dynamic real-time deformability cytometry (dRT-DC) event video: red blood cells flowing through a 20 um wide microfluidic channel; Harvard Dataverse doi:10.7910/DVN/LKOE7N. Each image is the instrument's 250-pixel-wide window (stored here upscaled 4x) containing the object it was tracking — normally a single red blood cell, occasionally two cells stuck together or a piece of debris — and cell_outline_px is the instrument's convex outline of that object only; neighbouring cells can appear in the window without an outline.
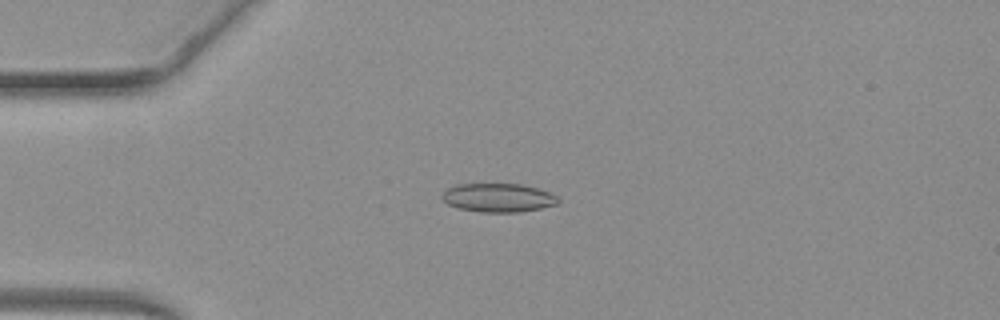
{"species": "common noctule bat (a hibernating species)", "species_latin": "Nyctalus noctula", "temperature_condition": "warm", "stored_images_in_passage": 35, "camera_frame_rate_fps": 3000, "um_per_image_px": 0.085, "animal": {"sex": "female", "body_mass_g": 19.3, "forearm_length_mm": 54.1}, "frame": {"image": 1, "passage_image": 2, "time_ms": 0.333, "image_size_px": [1000, 320], "cell_outline_px": [[560, 204], [520, 212], [480, 212], [460, 208], [448, 204], [440, 196], [448, 188], [456, 184], [524, 184], [548, 192], [556, 196], [560, 200]], "centroid_in_image_um": [42.37, 16.8], "position_along_channel_um": 42.6, "area_um2": 19.36}}
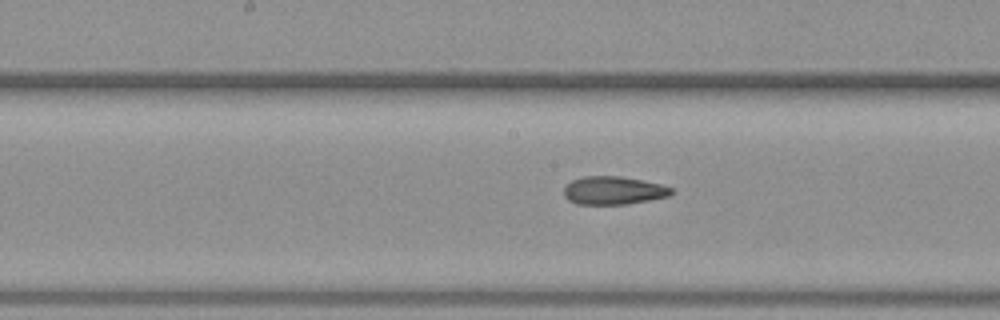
{"frame": {"image": 2, "passage_image": 15, "time_ms": 4.667, "image_size_px": [1000, 320], "cell_outline_px": [[672, 192], [668, 196], [628, 204], [576, 204], [568, 200], [564, 196], [564, 188], [572, 180], [584, 176], [620, 176], [660, 184], [672, 188]], "centroid_in_image_um": [52.1, 16.19], "position_along_channel_um": 196.1, "area_um2": 17.46}}
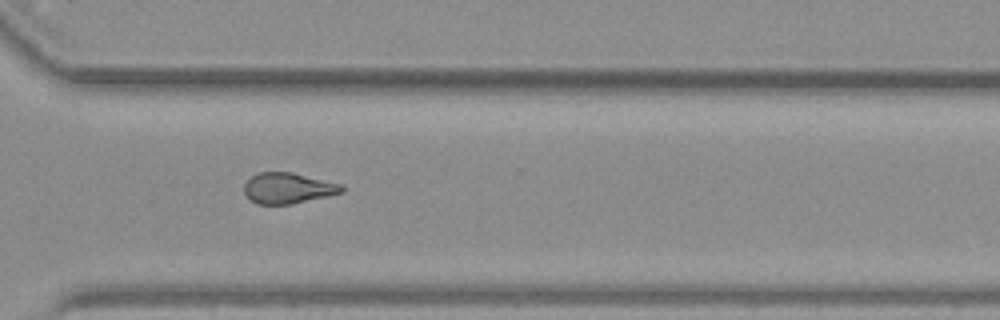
{"frame": {"image": 3, "passage_image": 26, "time_ms": 8.333, "image_size_px": [1000, 320], "cell_outline_px": [[344, 192], [292, 204], [256, 204], [244, 192], [244, 184], [256, 172], [292, 172], [340, 184], [344, 188]], "centroid_in_image_um": [24.46, 15.99], "position_along_channel_um": 346.1, "area_um2": 17.34}, "authors_computed_cell_mechanics": {"area_um2": 17.5712, "velocity_mm_per_s": 4.1082, "shape_relaxation_time_tau1_ms": null, "shape_relaxation_time_tau2_ms": 1.734, "deformation_change_tau1": null, "deformation_change_tau2": 0.1053}}